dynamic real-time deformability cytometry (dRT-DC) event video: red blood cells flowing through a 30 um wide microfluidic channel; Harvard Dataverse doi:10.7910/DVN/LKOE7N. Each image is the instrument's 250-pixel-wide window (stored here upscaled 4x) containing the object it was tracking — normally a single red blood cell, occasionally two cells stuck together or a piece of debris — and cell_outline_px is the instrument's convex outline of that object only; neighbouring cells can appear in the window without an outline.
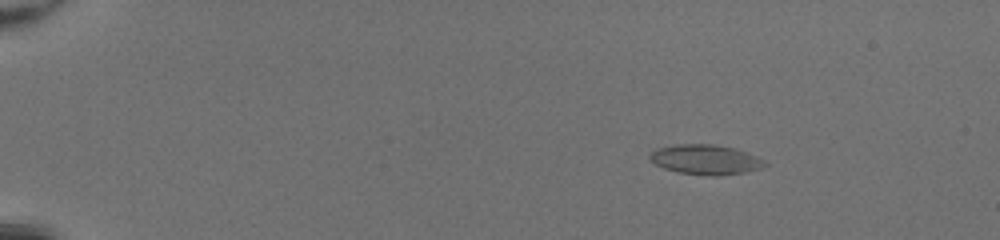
{"species": "common noctule bat (a hibernating species)", "species_latin": "Nyctalus noctula", "temperature_condition": "room temperature", "stored_images_in_passage": 2, "camera_frame_rate_fps": 3000, "um_per_image_px": 0.085, "animal": {"sex": "female", "body_mass_g": 20.0, "forearm_length_mm": 54.0}, "frame": {"image": 1, "passage_image": 2, "time_ms": 0.333, "image_size_px": [1000, 240], "cell_outline_px": [[768, 164], [760, 168], [744, 172], [720, 176], [708, 176], [676, 172], [664, 168], [656, 164], [648, 156], [656, 148], [676, 144], [712, 144], [732, 148], [748, 152], [764, 160]], "centroid_in_image_um": [59.97, 13.57], "position_along_channel_um": 25.0, "area_um2": 20.0}}